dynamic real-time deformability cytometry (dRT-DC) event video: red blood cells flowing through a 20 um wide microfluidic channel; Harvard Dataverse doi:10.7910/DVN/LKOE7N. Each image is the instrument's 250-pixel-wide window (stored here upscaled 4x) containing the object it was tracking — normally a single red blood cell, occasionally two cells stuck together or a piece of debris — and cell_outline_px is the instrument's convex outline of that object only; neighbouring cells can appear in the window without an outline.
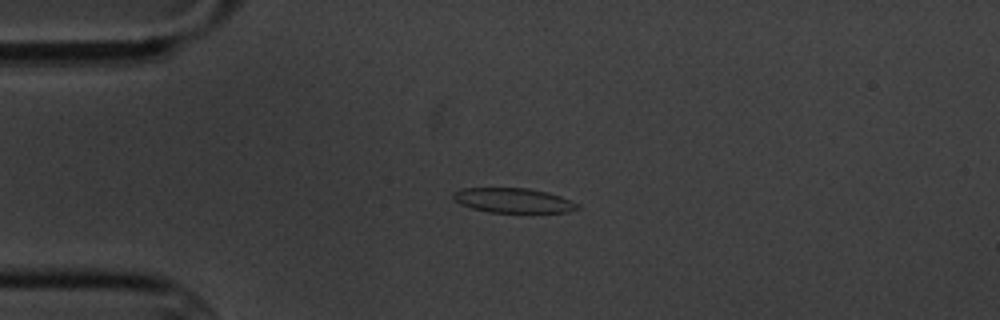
{"species": "common noctule bat (a hibernating species)", "species_latin": "Nyctalus noctula", "temperature_condition": "cold", "stored_images_in_passage": 5, "camera_frame_rate_fps": 3000, "um_per_image_px": 0.085, "animal": {"sex": "male", "body_mass_g": 20.1, "forearm_length_mm": 53.5}, "frame": {"image": 1, "passage_image": 4, "time_ms": 3.667, "image_size_px": [1000, 320], "cell_outline_px": [[580, 208], [568, 212], [488, 212], [472, 208], [460, 204], [452, 196], [452, 192], [460, 188], [528, 188], [548, 192], [572, 200], [580, 204]], "centroid_in_image_um": [43.64, 17.03], "position_along_channel_um": 41.4, "area_um2": 17.98}}